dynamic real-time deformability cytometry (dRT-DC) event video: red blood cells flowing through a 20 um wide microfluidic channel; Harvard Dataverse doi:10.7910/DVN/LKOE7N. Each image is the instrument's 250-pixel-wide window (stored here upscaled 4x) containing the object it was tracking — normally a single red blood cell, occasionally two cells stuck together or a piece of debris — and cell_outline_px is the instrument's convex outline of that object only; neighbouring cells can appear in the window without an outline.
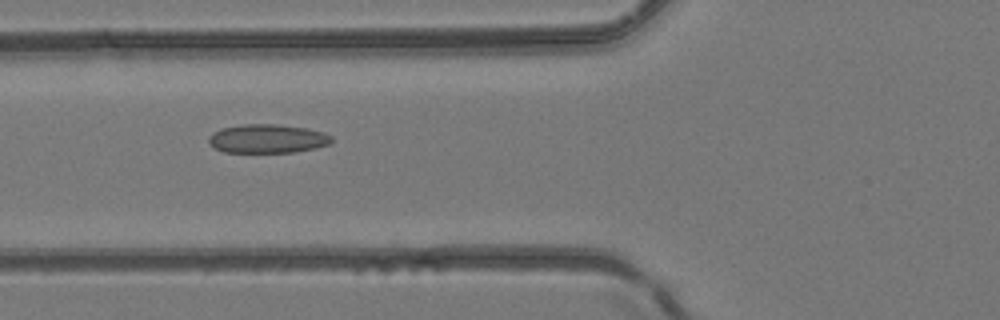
{"species": "common noctule bat (a hibernating species)", "species_latin": "Nyctalus noctula", "temperature_condition": "room temperature", "stored_images_in_passage": 5, "camera_frame_rate_fps": 3000, "um_per_image_px": 0.085, "animal": {"sex": "female", "body_mass_g": 24.6, "forearm_length_mm": 56.2}, "frame": {"image": 1, "passage_image": 4, "time_ms": 1.0, "image_size_px": [1000, 320], "cell_outline_px": [[332, 140], [328, 144], [316, 148], [292, 152], [224, 152], [208, 144], [208, 136], [212, 132], [220, 128], [244, 124], [276, 124], [308, 128], [324, 132], [332, 136]], "centroid_in_image_um": [22.71, 11.78], "position_along_channel_um": 103.1, "area_um2": 20.75}}
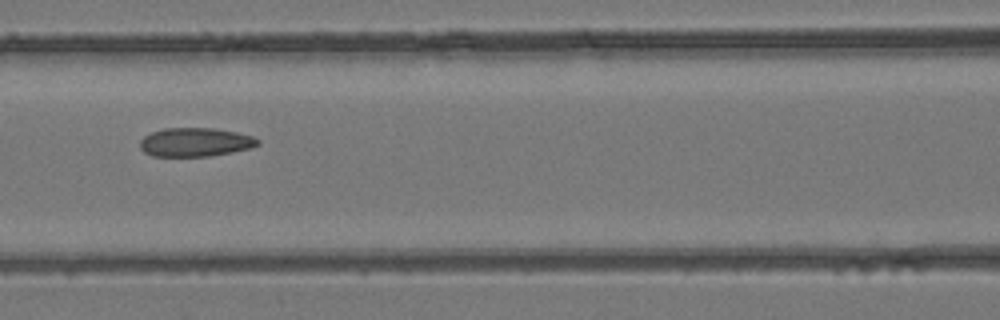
{"frame": {"image": 2, "passage_image": 5, "time_ms": 1.333, "image_size_px": [1000, 320], "cell_outline_px": [[260, 144], [252, 148], [212, 156], [152, 156], [144, 152], [140, 148], [140, 140], [144, 136], [152, 132], [164, 128], [212, 128], [236, 132], [252, 136], [260, 140]], "centroid_in_image_um": [16.61, 12.09], "position_along_channel_um": 150.0, "area_um2": 19.83}}